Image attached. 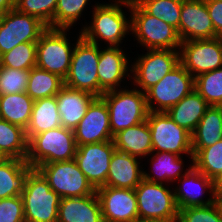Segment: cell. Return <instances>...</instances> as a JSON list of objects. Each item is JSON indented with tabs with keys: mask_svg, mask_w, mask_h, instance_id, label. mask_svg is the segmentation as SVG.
Wrapping results in <instances>:
<instances>
[{
	"mask_svg": "<svg viewBox=\"0 0 222 222\" xmlns=\"http://www.w3.org/2000/svg\"><path fill=\"white\" fill-rule=\"evenodd\" d=\"M110 3L94 4L90 24L81 28L82 36L89 42L100 46L99 41L106 46L121 47L124 38L131 32V16L123 8L130 9L127 0H112ZM123 6V8H122Z\"/></svg>",
	"mask_w": 222,
	"mask_h": 222,
	"instance_id": "1",
	"label": "cell"
},
{
	"mask_svg": "<svg viewBox=\"0 0 222 222\" xmlns=\"http://www.w3.org/2000/svg\"><path fill=\"white\" fill-rule=\"evenodd\" d=\"M76 150L74 131L61 126L34 135L28 141L26 161L36 169L42 164L72 160Z\"/></svg>",
	"mask_w": 222,
	"mask_h": 222,
	"instance_id": "2",
	"label": "cell"
},
{
	"mask_svg": "<svg viewBox=\"0 0 222 222\" xmlns=\"http://www.w3.org/2000/svg\"><path fill=\"white\" fill-rule=\"evenodd\" d=\"M101 98L109 110L112 136L147 120L149 110L145 92L135 87L129 89L125 86V88L108 91Z\"/></svg>",
	"mask_w": 222,
	"mask_h": 222,
	"instance_id": "3",
	"label": "cell"
},
{
	"mask_svg": "<svg viewBox=\"0 0 222 222\" xmlns=\"http://www.w3.org/2000/svg\"><path fill=\"white\" fill-rule=\"evenodd\" d=\"M131 33L144 50H179L181 39L175 27L148 14L139 4H130Z\"/></svg>",
	"mask_w": 222,
	"mask_h": 222,
	"instance_id": "4",
	"label": "cell"
},
{
	"mask_svg": "<svg viewBox=\"0 0 222 222\" xmlns=\"http://www.w3.org/2000/svg\"><path fill=\"white\" fill-rule=\"evenodd\" d=\"M21 197L25 222H57L61 197L37 169L29 173Z\"/></svg>",
	"mask_w": 222,
	"mask_h": 222,
	"instance_id": "5",
	"label": "cell"
},
{
	"mask_svg": "<svg viewBox=\"0 0 222 222\" xmlns=\"http://www.w3.org/2000/svg\"><path fill=\"white\" fill-rule=\"evenodd\" d=\"M78 33L69 73L64 79V85L99 97L98 61L100 46L87 41L82 36L81 31Z\"/></svg>",
	"mask_w": 222,
	"mask_h": 222,
	"instance_id": "6",
	"label": "cell"
},
{
	"mask_svg": "<svg viewBox=\"0 0 222 222\" xmlns=\"http://www.w3.org/2000/svg\"><path fill=\"white\" fill-rule=\"evenodd\" d=\"M69 29L47 28L37 41L36 66L65 79L75 47L67 37Z\"/></svg>",
	"mask_w": 222,
	"mask_h": 222,
	"instance_id": "7",
	"label": "cell"
},
{
	"mask_svg": "<svg viewBox=\"0 0 222 222\" xmlns=\"http://www.w3.org/2000/svg\"><path fill=\"white\" fill-rule=\"evenodd\" d=\"M147 122L152 137V152L187 156L194 162L191 133L175 123L165 112H149Z\"/></svg>",
	"mask_w": 222,
	"mask_h": 222,
	"instance_id": "8",
	"label": "cell"
},
{
	"mask_svg": "<svg viewBox=\"0 0 222 222\" xmlns=\"http://www.w3.org/2000/svg\"><path fill=\"white\" fill-rule=\"evenodd\" d=\"M195 89L194 77L179 63L157 84L145 91L149 112H167Z\"/></svg>",
	"mask_w": 222,
	"mask_h": 222,
	"instance_id": "9",
	"label": "cell"
},
{
	"mask_svg": "<svg viewBox=\"0 0 222 222\" xmlns=\"http://www.w3.org/2000/svg\"><path fill=\"white\" fill-rule=\"evenodd\" d=\"M131 65V84L145 92L180 63L179 50L148 49ZM144 54V55H143ZM133 64V65H132ZM135 83V84H134Z\"/></svg>",
	"mask_w": 222,
	"mask_h": 222,
	"instance_id": "10",
	"label": "cell"
},
{
	"mask_svg": "<svg viewBox=\"0 0 222 222\" xmlns=\"http://www.w3.org/2000/svg\"><path fill=\"white\" fill-rule=\"evenodd\" d=\"M168 185L170 184L166 185L142 179L136 186L135 193L139 220L178 218L174 190L172 186Z\"/></svg>",
	"mask_w": 222,
	"mask_h": 222,
	"instance_id": "11",
	"label": "cell"
},
{
	"mask_svg": "<svg viewBox=\"0 0 222 222\" xmlns=\"http://www.w3.org/2000/svg\"><path fill=\"white\" fill-rule=\"evenodd\" d=\"M36 169L61 198L89 196L96 191L74 159L42 164Z\"/></svg>",
	"mask_w": 222,
	"mask_h": 222,
	"instance_id": "12",
	"label": "cell"
},
{
	"mask_svg": "<svg viewBox=\"0 0 222 222\" xmlns=\"http://www.w3.org/2000/svg\"><path fill=\"white\" fill-rule=\"evenodd\" d=\"M48 27L38 18L13 8L0 18V57L23 42H37Z\"/></svg>",
	"mask_w": 222,
	"mask_h": 222,
	"instance_id": "13",
	"label": "cell"
},
{
	"mask_svg": "<svg viewBox=\"0 0 222 222\" xmlns=\"http://www.w3.org/2000/svg\"><path fill=\"white\" fill-rule=\"evenodd\" d=\"M180 63L195 78L222 67V37L181 42Z\"/></svg>",
	"mask_w": 222,
	"mask_h": 222,
	"instance_id": "14",
	"label": "cell"
},
{
	"mask_svg": "<svg viewBox=\"0 0 222 222\" xmlns=\"http://www.w3.org/2000/svg\"><path fill=\"white\" fill-rule=\"evenodd\" d=\"M115 149L113 141L77 146L74 160L95 190L106 185Z\"/></svg>",
	"mask_w": 222,
	"mask_h": 222,
	"instance_id": "15",
	"label": "cell"
},
{
	"mask_svg": "<svg viewBox=\"0 0 222 222\" xmlns=\"http://www.w3.org/2000/svg\"><path fill=\"white\" fill-rule=\"evenodd\" d=\"M104 222L139 220L135 189L102 186L96 189Z\"/></svg>",
	"mask_w": 222,
	"mask_h": 222,
	"instance_id": "16",
	"label": "cell"
},
{
	"mask_svg": "<svg viewBox=\"0 0 222 222\" xmlns=\"http://www.w3.org/2000/svg\"><path fill=\"white\" fill-rule=\"evenodd\" d=\"M73 131L77 146L113 140L109 110L101 97L91 102L85 116Z\"/></svg>",
	"mask_w": 222,
	"mask_h": 222,
	"instance_id": "17",
	"label": "cell"
},
{
	"mask_svg": "<svg viewBox=\"0 0 222 222\" xmlns=\"http://www.w3.org/2000/svg\"><path fill=\"white\" fill-rule=\"evenodd\" d=\"M122 47L107 46L101 48L98 61L99 97L105 92L125 88L121 82L131 79L130 57ZM128 57V58H127Z\"/></svg>",
	"mask_w": 222,
	"mask_h": 222,
	"instance_id": "18",
	"label": "cell"
},
{
	"mask_svg": "<svg viewBox=\"0 0 222 222\" xmlns=\"http://www.w3.org/2000/svg\"><path fill=\"white\" fill-rule=\"evenodd\" d=\"M177 182L178 185L173 190L178 210L187 207L208 206L214 203L213 179L207 177L195 167L181 176ZM207 192L210 193L209 198L203 200L202 197Z\"/></svg>",
	"mask_w": 222,
	"mask_h": 222,
	"instance_id": "19",
	"label": "cell"
},
{
	"mask_svg": "<svg viewBox=\"0 0 222 222\" xmlns=\"http://www.w3.org/2000/svg\"><path fill=\"white\" fill-rule=\"evenodd\" d=\"M182 42L215 38V29L205 0H183L179 22Z\"/></svg>",
	"mask_w": 222,
	"mask_h": 222,
	"instance_id": "20",
	"label": "cell"
},
{
	"mask_svg": "<svg viewBox=\"0 0 222 222\" xmlns=\"http://www.w3.org/2000/svg\"><path fill=\"white\" fill-rule=\"evenodd\" d=\"M139 158L115 149L112 154L106 185L109 187L135 189L143 179Z\"/></svg>",
	"mask_w": 222,
	"mask_h": 222,
	"instance_id": "21",
	"label": "cell"
},
{
	"mask_svg": "<svg viewBox=\"0 0 222 222\" xmlns=\"http://www.w3.org/2000/svg\"><path fill=\"white\" fill-rule=\"evenodd\" d=\"M60 113L61 125L74 130L85 116L88 106L96 96L64 85L55 95Z\"/></svg>",
	"mask_w": 222,
	"mask_h": 222,
	"instance_id": "22",
	"label": "cell"
},
{
	"mask_svg": "<svg viewBox=\"0 0 222 222\" xmlns=\"http://www.w3.org/2000/svg\"><path fill=\"white\" fill-rule=\"evenodd\" d=\"M149 157L148 160L151 161L149 162L151 166L149 168L151 169L149 173L143 169V179L150 182L170 183L171 185L194 167V162H192L189 166H186L188 169L184 168L183 156L170 152H152Z\"/></svg>",
	"mask_w": 222,
	"mask_h": 222,
	"instance_id": "23",
	"label": "cell"
},
{
	"mask_svg": "<svg viewBox=\"0 0 222 222\" xmlns=\"http://www.w3.org/2000/svg\"><path fill=\"white\" fill-rule=\"evenodd\" d=\"M57 222H104L96 191L89 196L61 198Z\"/></svg>",
	"mask_w": 222,
	"mask_h": 222,
	"instance_id": "24",
	"label": "cell"
},
{
	"mask_svg": "<svg viewBox=\"0 0 222 222\" xmlns=\"http://www.w3.org/2000/svg\"><path fill=\"white\" fill-rule=\"evenodd\" d=\"M112 141L117 150L139 159H148L152 153V137L147 120L118 132Z\"/></svg>",
	"mask_w": 222,
	"mask_h": 222,
	"instance_id": "25",
	"label": "cell"
},
{
	"mask_svg": "<svg viewBox=\"0 0 222 222\" xmlns=\"http://www.w3.org/2000/svg\"><path fill=\"white\" fill-rule=\"evenodd\" d=\"M209 107L205 99L193 89L166 113L175 123L192 134Z\"/></svg>",
	"mask_w": 222,
	"mask_h": 222,
	"instance_id": "26",
	"label": "cell"
},
{
	"mask_svg": "<svg viewBox=\"0 0 222 222\" xmlns=\"http://www.w3.org/2000/svg\"><path fill=\"white\" fill-rule=\"evenodd\" d=\"M34 168L26 160L8 158L0 164V199L19 196Z\"/></svg>",
	"mask_w": 222,
	"mask_h": 222,
	"instance_id": "27",
	"label": "cell"
},
{
	"mask_svg": "<svg viewBox=\"0 0 222 222\" xmlns=\"http://www.w3.org/2000/svg\"><path fill=\"white\" fill-rule=\"evenodd\" d=\"M61 126L55 96L34 100L30 121L26 128L28 141L36 134Z\"/></svg>",
	"mask_w": 222,
	"mask_h": 222,
	"instance_id": "28",
	"label": "cell"
},
{
	"mask_svg": "<svg viewBox=\"0 0 222 222\" xmlns=\"http://www.w3.org/2000/svg\"><path fill=\"white\" fill-rule=\"evenodd\" d=\"M33 104L26 92L0 95V118L26 130Z\"/></svg>",
	"mask_w": 222,
	"mask_h": 222,
	"instance_id": "29",
	"label": "cell"
},
{
	"mask_svg": "<svg viewBox=\"0 0 222 222\" xmlns=\"http://www.w3.org/2000/svg\"><path fill=\"white\" fill-rule=\"evenodd\" d=\"M192 148H206L222 139V106H210L196 126Z\"/></svg>",
	"mask_w": 222,
	"mask_h": 222,
	"instance_id": "30",
	"label": "cell"
},
{
	"mask_svg": "<svg viewBox=\"0 0 222 222\" xmlns=\"http://www.w3.org/2000/svg\"><path fill=\"white\" fill-rule=\"evenodd\" d=\"M0 151L7 158L26 160L28 155L26 130L0 118Z\"/></svg>",
	"mask_w": 222,
	"mask_h": 222,
	"instance_id": "31",
	"label": "cell"
},
{
	"mask_svg": "<svg viewBox=\"0 0 222 222\" xmlns=\"http://www.w3.org/2000/svg\"><path fill=\"white\" fill-rule=\"evenodd\" d=\"M63 86V78L35 66L29 72L26 93L37 100L55 96Z\"/></svg>",
	"mask_w": 222,
	"mask_h": 222,
	"instance_id": "32",
	"label": "cell"
},
{
	"mask_svg": "<svg viewBox=\"0 0 222 222\" xmlns=\"http://www.w3.org/2000/svg\"><path fill=\"white\" fill-rule=\"evenodd\" d=\"M194 167L214 179L222 171V139L206 148H192Z\"/></svg>",
	"mask_w": 222,
	"mask_h": 222,
	"instance_id": "33",
	"label": "cell"
},
{
	"mask_svg": "<svg viewBox=\"0 0 222 222\" xmlns=\"http://www.w3.org/2000/svg\"><path fill=\"white\" fill-rule=\"evenodd\" d=\"M195 90L210 106H222V67L194 78Z\"/></svg>",
	"mask_w": 222,
	"mask_h": 222,
	"instance_id": "34",
	"label": "cell"
},
{
	"mask_svg": "<svg viewBox=\"0 0 222 222\" xmlns=\"http://www.w3.org/2000/svg\"><path fill=\"white\" fill-rule=\"evenodd\" d=\"M37 42H23L0 57V66L31 70L36 66Z\"/></svg>",
	"mask_w": 222,
	"mask_h": 222,
	"instance_id": "35",
	"label": "cell"
},
{
	"mask_svg": "<svg viewBox=\"0 0 222 222\" xmlns=\"http://www.w3.org/2000/svg\"><path fill=\"white\" fill-rule=\"evenodd\" d=\"M90 0H57L52 29H71L83 15Z\"/></svg>",
	"mask_w": 222,
	"mask_h": 222,
	"instance_id": "36",
	"label": "cell"
},
{
	"mask_svg": "<svg viewBox=\"0 0 222 222\" xmlns=\"http://www.w3.org/2000/svg\"><path fill=\"white\" fill-rule=\"evenodd\" d=\"M183 0H143L139 5L150 15L175 27L179 34Z\"/></svg>",
	"mask_w": 222,
	"mask_h": 222,
	"instance_id": "37",
	"label": "cell"
},
{
	"mask_svg": "<svg viewBox=\"0 0 222 222\" xmlns=\"http://www.w3.org/2000/svg\"><path fill=\"white\" fill-rule=\"evenodd\" d=\"M57 0H15V8L25 14L34 16L48 28H52Z\"/></svg>",
	"mask_w": 222,
	"mask_h": 222,
	"instance_id": "38",
	"label": "cell"
},
{
	"mask_svg": "<svg viewBox=\"0 0 222 222\" xmlns=\"http://www.w3.org/2000/svg\"><path fill=\"white\" fill-rule=\"evenodd\" d=\"M29 72L0 66V95L26 92Z\"/></svg>",
	"mask_w": 222,
	"mask_h": 222,
	"instance_id": "39",
	"label": "cell"
},
{
	"mask_svg": "<svg viewBox=\"0 0 222 222\" xmlns=\"http://www.w3.org/2000/svg\"><path fill=\"white\" fill-rule=\"evenodd\" d=\"M178 222H222L215 203L208 206L187 207L178 210Z\"/></svg>",
	"mask_w": 222,
	"mask_h": 222,
	"instance_id": "40",
	"label": "cell"
},
{
	"mask_svg": "<svg viewBox=\"0 0 222 222\" xmlns=\"http://www.w3.org/2000/svg\"><path fill=\"white\" fill-rule=\"evenodd\" d=\"M0 222H25L21 195L0 199Z\"/></svg>",
	"mask_w": 222,
	"mask_h": 222,
	"instance_id": "41",
	"label": "cell"
},
{
	"mask_svg": "<svg viewBox=\"0 0 222 222\" xmlns=\"http://www.w3.org/2000/svg\"><path fill=\"white\" fill-rule=\"evenodd\" d=\"M205 3L215 29V37H222V0H205Z\"/></svg>",
	"mask_w": 222,
	"mask_h": 222,
	"instance_id": "42",
	"label": "cell"
},
{
	"mask_svg": "<svg viewBox=\"0 0 222 222\" xmlns=\"http://www.w3.org/2000/svg\"><path fill=\"white\" fill-rule=\"evenodd\" d=\"M15 8V0H0V12H5Z\"/></svg>",
	"mask_w": 222,
	"mask_h": 222,
	"instance_id": "43",
	"label": "cell"
},
{
	"mask_svg": "<svg viewBox=\"0 0 222 222\" xmlns=\"http://www.w3.org/2000/svg\"><path fill=\"white\" fill-rule=\"evenodd\" d=\"M215 193H222V171L213 179Z\"/></svg>",
	"mask_w": 222,
	"mask_h": 222,
	"instance_id": "44",
	"label": "cell"
},
{
	"mask_svg": "<svg viewBox=\"0 0 222 222\" xmlns=\"http://www.w3.org/2000/svg\"><path fill=\"white\" fill-rule=\"evenodd\" d=\"M214 203L216 204L220 215L222 217V193H215V201Z\"/></svg>",
	"mask_w": 222,
	"mask_h": 222,
	"instance_id": "45",
	"label": "cell"
},
{
	"mask_svg": "<svg viewBox=\"0 0 222 222\" xmlns=\"http://www.w3.org/2000/svg\"><path fill=\"white\" fill-rule=\"evenodd\" d=\"M137 222H178V219H166V220H156V219H152V220H138Z\"/></svg>",
	"mask_w": 222,
	"mask_h": 222,
	"instance_id": "46",
	"label": "cell"
},
{
	"mask_svg": "<svg viewBox=\"0 0 222 222\" xmlns=\"http://www.w3.org/2000/svg\"><path fill=\"white\" fill-rule=\"evenodd\" d=\"M6 159L8 158L0 151V164L3 163Z\"/></svg>",
	"mask_w": 222,
	"mask_h": 222,
	"instance_id": "47",
	"label": "cell"
},
{
	"mask_svg": "<svg viewBox=\"0 0 222 222\" xmlns=\"http://www.w3.org/2000/svg\"><path fill=\"white\" fill-rule=\"evenodd\" d=\"M130 4H140L143 0H127Z\"/></svg>",
	"mask_w": 222,
	"mask_h": 222,
	"instance_id": "48",
	"label": "cell"
}]
</instances>
